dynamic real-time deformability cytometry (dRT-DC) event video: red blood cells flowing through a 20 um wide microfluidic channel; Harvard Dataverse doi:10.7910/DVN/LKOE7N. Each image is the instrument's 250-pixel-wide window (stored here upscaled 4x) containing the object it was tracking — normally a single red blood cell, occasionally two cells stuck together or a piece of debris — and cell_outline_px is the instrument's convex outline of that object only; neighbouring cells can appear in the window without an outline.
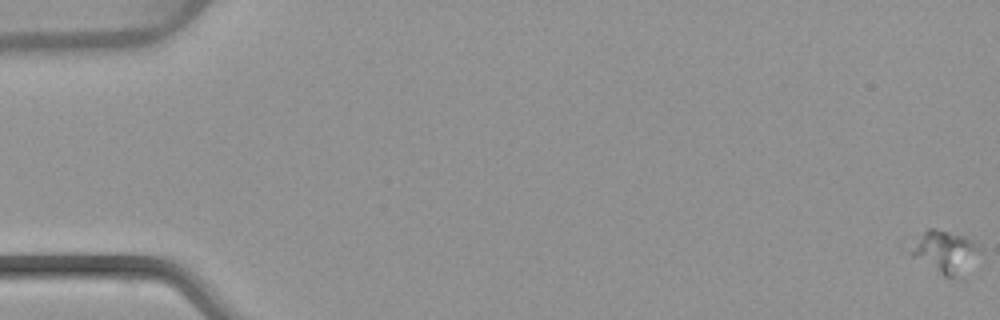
{"species": "common noctule bat (a hibernating species)", "species_latin": "Nyctalus noctula", "temperature_condition": "warm", "stored_images_in_passage": 23, "camera_frame_rate_fps": 3000, "um_per_image_px": 0.085, "animal": {"sex": "female", "body_mass_g": 22.7, "forearm_length_mm": 54.2}, "frame": {"image": 1, "passage_image": 1, "time_ms": 0.0, "image_size_px": [1000, 320], "cell_outline_px": [[984, 252], [956, 276], [944, 276], [912, 256], [912, 252], [924, 232], [928, 228], [932, 228], [964, 236], [980, 244]], "centroid_in_image_um": [80.44, 21.39], "position_along_channel_um": 4.6, "area_um2": 16.07}}
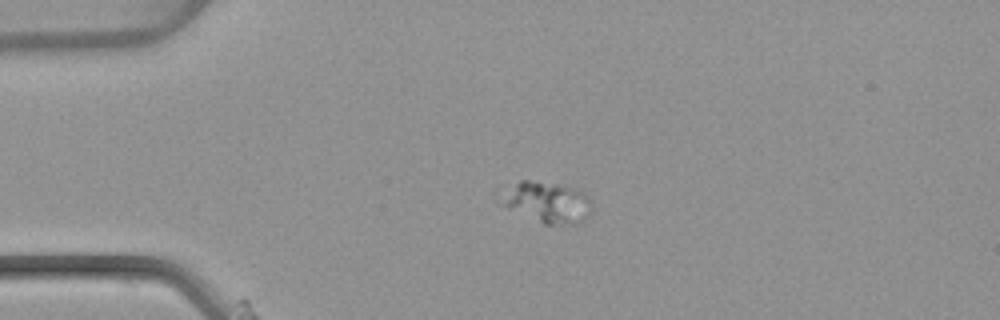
{"frame": {"image": 2, "passage_image": 14, "time_ms": 4.333, "image_size_px": [1000, 320], "cell_outline_px": [[592, 208], [580, 224], [544, 224], [508, 208], [504, 204], [500, 196], [520, 180], [528, 180], [556, 184], [572, 188], [588, 196], [592, 204]], "centroid_in_image_um": [46.55, 17.21], "position_along_channel_um": 38.5, "area_um2": 21.04}}